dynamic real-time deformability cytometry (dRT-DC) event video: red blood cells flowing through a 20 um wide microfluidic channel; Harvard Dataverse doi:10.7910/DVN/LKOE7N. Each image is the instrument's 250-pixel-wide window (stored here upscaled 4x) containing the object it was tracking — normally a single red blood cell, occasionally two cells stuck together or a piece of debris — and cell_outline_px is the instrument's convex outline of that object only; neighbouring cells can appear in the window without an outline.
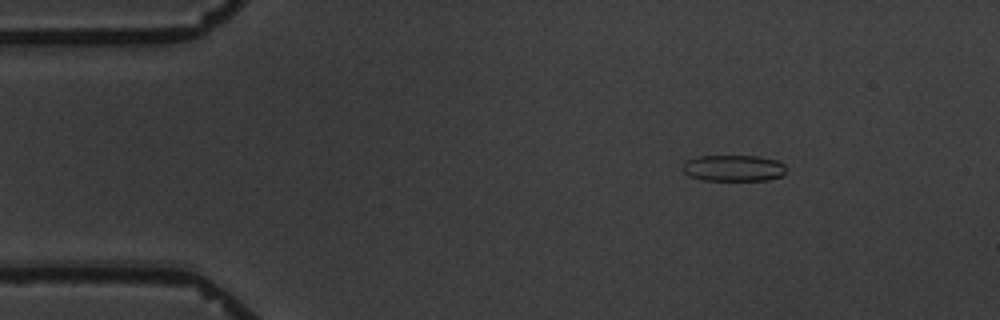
{"species": "common noctule bat (a hibernating species)", "species_latin": "Nyctalus noctula", "temperature_condition": "warm", "stored_images_in_passage": 5, "camera_frame_rate_fps": 3000, "um_per_image_px": 0.085, "animal": {"sex": "male", "body_mass_g": 19.5, "forearm_length_mm": 54.6}, "frame": {"image": 1, "passage_image": 5, "time_ms": 7.0, "image_size_px": [1000, 320], "cell_outline_px": [[784, 172], [780, 176], [768, 180], [700, 180], [688, 176], [680, 168], [684, 160], [700, 156], [756, 156], [776, 160], [784, 164]], "centroid_in_image_um": [62.26, 14.29], "position_along_channel_um": 22.7, "area_um2": 15.95}}